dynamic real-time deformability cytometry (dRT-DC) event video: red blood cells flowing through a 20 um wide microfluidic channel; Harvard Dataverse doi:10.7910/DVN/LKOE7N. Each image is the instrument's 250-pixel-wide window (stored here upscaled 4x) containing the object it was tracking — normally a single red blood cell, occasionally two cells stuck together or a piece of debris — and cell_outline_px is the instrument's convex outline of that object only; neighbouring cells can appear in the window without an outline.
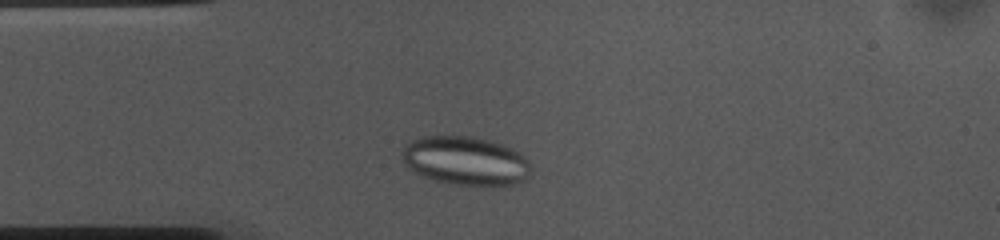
{"species": "common noctule bat (a hibernating species)", "species_latin": "Nyctalus noctula", "temperature_condition": "cold", "stored_images_in_passage": 35, "camera_frame_rate_fps": 3000, "um_per_image_px": 0.085, "animal": {"sex": "female", "body_mass_g": 10.0, "forearm_length_mm": 53.1}, "frame": {"image": 1, "passage_image": 6, "time_ms": 1.667, "image_size_px": [1000, 240], "cell_outline_px": [[532, 172], [524, 180], [516, 184], [492, 188], [456, 184], [432, 180], [408, 168], [404, 160], [404, 144], [408, 140], [420, 136], [472, 136], [488, 140], [512, 148], [520, 152], [528, 160], [532, 168]], "centroid_in_image_um": [39.62, 13.69], "position_along_channel_um": 45.4, "area_um2": 37.28}}
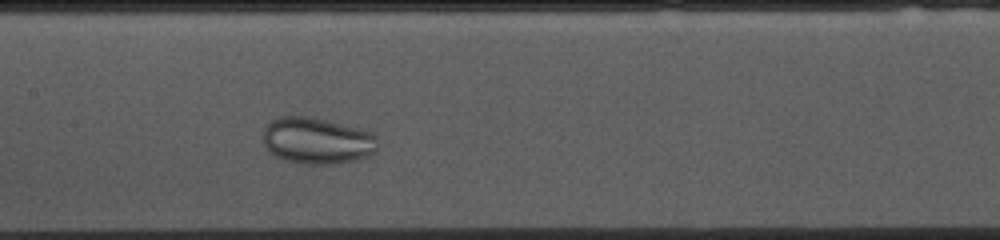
{"frame": {"image": 2, "passage_image": 18, "time_ms": 5.667, "image_size_px": [1000, 240], "cell_outline_px": [[376, 152], [368, 156], [356, 160], [336, 164], [308, 164], [284, 160], [268, 152], [264, 144], [264, 128], [272, 120], [280, 116], [312, 116], [328, 120], [372, 132], [376, 136]], "centroid_in_image_um": [26.95, 11.96], "position_along_channel_um": 180.5, "area_um2": 31.21}}
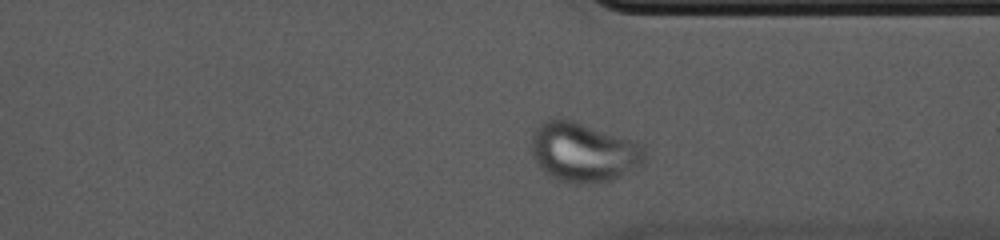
{"frame": {"image": 3, "passage_image": 33, "time_ms": 10.667, "image_size_px": [1000, 240], "cell_outline_px": [[648, 156], [644, 164], [628, 176], [608, 180], [580, 184], [560, 180], [548, 176], [532, 156], [532, 132], [544, 120], [556, 116], [560, 116], [636, 140], [644, 148]], "centroid_in_image_um": [49.66, 12.91], "position_along_channel_um": 361.7, "area_um2": 40.23}}